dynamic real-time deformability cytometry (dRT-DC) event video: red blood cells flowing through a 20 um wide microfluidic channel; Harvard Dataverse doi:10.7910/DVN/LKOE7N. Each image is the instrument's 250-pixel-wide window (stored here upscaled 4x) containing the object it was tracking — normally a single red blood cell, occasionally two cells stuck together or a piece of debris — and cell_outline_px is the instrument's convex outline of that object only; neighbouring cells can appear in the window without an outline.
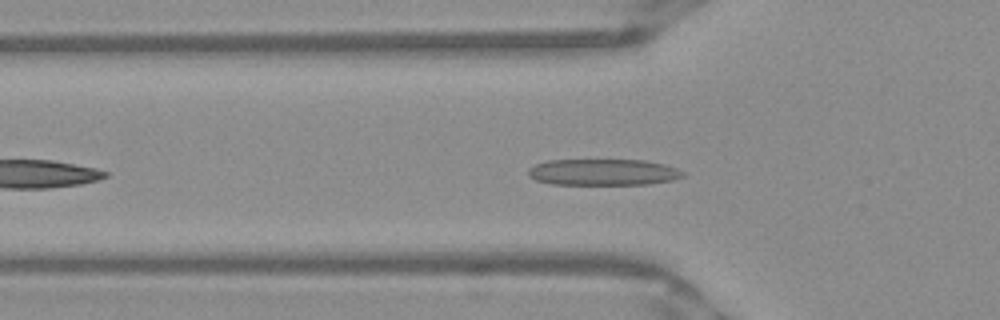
{"species": "Egyptian fruit bat (a non-hibernating species)", "species_latin": "Rousettus aegyptiacus", "temperature_condition": "warm", "stored_images_in_passage": 30, "camera_frame_rate_fps": 3000, "um_per_image_px": 0.085, "frame": {"image": 1, "passage_image": 7, "time_ms": 2.0, "image_size_px": [1000, 320], "cell_outline_px": [[684, 176], [672, 180], [648, 184], [552, 184], [536, 180], [528, 176], [528, 168], [536, 164], [548, 160], [644, 160], [664, 164], [676, 168], [684, 172]], "centroid_in_image_um": [51.25, 14.63], "position_along_channel_um": 74.5, "area_um2": 23.7}}
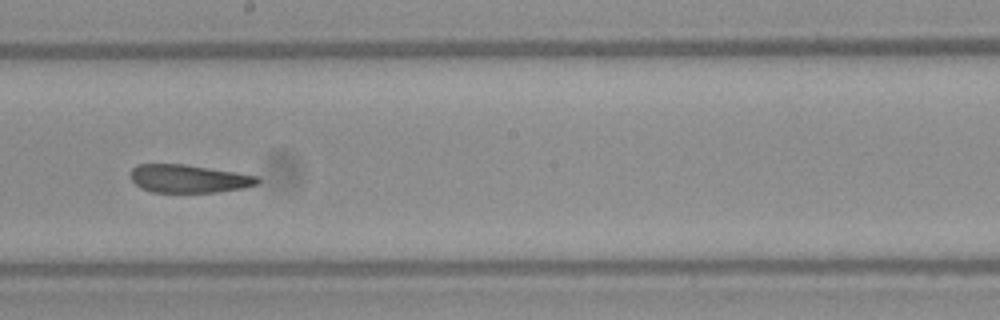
{"frame": {"image": 2, "passage_image": 19, "time_ms": 6.0, "image_size_px": [1000, 320], "cell_outline_px": [[260, 180], [256, 184], [244, 188], [216, 192], [152, 192], [140, 188], [132, 180], [132, 168], [136, 164], [184, 164], [236, 172], [260, 176]], "centroid_in_image_um": [16.06, 15.18], "position_along_channel_um": 232.1, "area_um2": 20.75}}
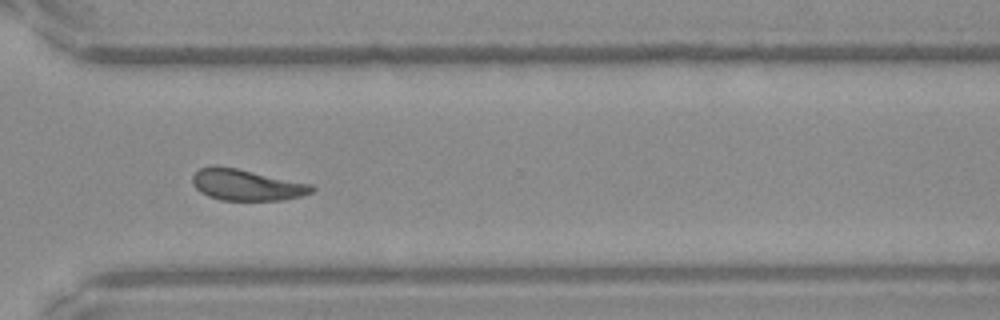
{"frame": {"image": 3, "passage_image": 28, "time_ms": 9.0, "image_size_px": [1000, 320], "cell_outline_px": [[316, 188], [312, 192], [300, 196], [284, 200], [220, 200], [208, 196], [200, 192], [192, 184], [192, 176], [200, 168], [212, 164], [236, 168], [312, 184]], "centroid_in_image_um": [20.93, 15.71], "position_along_channel_um": 349.7, "area_um2": 21.79}, "authors_computed_cell_mechanics": {"area_um2": 22.542, "velocity_mm_per_s": 3.9203, "shape_relaxation_time_tau1_ms": 6.604, "shape_relaxation_time_tau2_ms": 2.179, "deformation_change_tau1": 0.1949, "deformation_change_tau2": 0.1085}}